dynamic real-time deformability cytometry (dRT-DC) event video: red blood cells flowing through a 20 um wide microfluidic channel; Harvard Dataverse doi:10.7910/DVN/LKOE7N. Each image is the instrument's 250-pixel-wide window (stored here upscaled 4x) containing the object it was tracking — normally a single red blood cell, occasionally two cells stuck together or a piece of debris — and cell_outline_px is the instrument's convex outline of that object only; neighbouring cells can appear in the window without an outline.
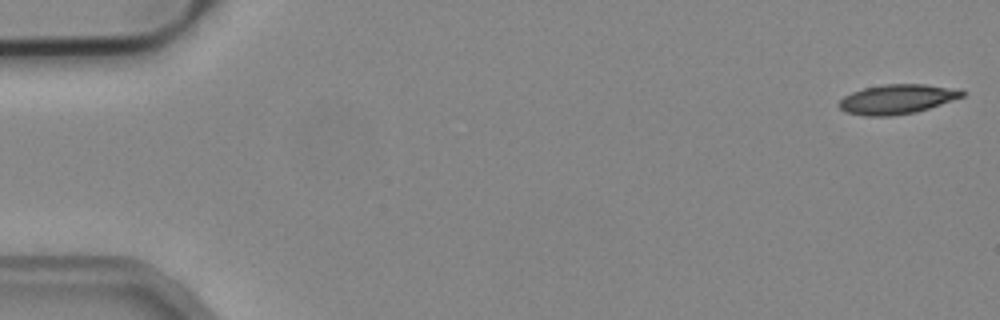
{"species": "common noctule bat (a hibernating species)", "species_latin": "Nyctalus noctula", "temperature_condition": "cold", "stored_images_in_passage": 6, "camera_frame_rate_fps": 3000, "um_per_image_px": 0.085, "animal": {"sex": "male", "body_mass_g": 19.2, "forearm_length_mm": 51.8}, "frame": {"image": 1, "passage_image": 1, "time_ms": 0.0, "image_size_px": [1000, 320], "cell_outline_px": [[968, 92], [964, 96], [916, 112], [888, 116], [864, 116], [844, 112], [836, 104], [844, 96], [852, 92], [864, 88], [880, 84], [924, 84], [960, 88]], "centroid_in_image_um": [76.25, 8.42], "position_along_channel_um": 8.7, "area_um2": 21.44}}